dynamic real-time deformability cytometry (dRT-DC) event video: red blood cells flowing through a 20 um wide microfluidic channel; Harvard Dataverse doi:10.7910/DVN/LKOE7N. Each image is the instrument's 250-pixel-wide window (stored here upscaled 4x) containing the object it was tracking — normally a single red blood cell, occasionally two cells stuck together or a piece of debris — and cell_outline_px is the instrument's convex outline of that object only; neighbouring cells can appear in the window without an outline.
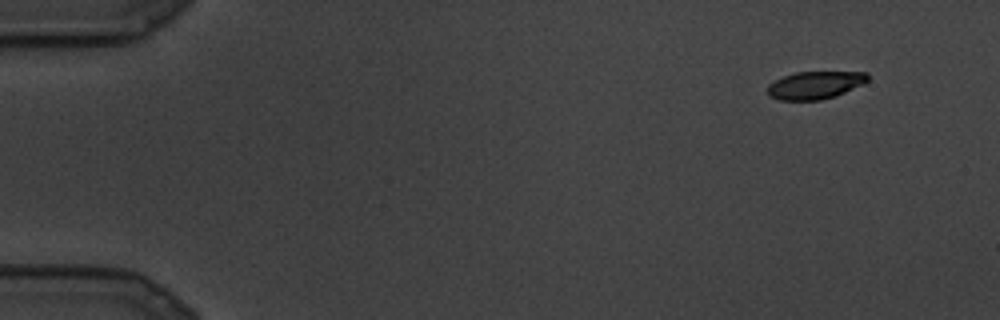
{"species": "common noctule bat (a hibernating species)", "species_latin": "Nyctalus noctula", "temperature_condition": "cold", "stored_images_in_passage": 24, "camera_frame_rate_fps": 3000, "um_per_image_px": 0.085, "animal": {"sex": "male", "body_mass_g": 19.5, "forearm_length_mm": 54.6}, "frame": {"image": 1, "passage_image": 1, "time_ms": 0.0, "image_size_px": [1000, 320], "cell_outline_px": [[868, 80], [864, 84], [836, 96], [820, 100], [780, 100], [768, 96], [768, 84], [784, 76], [796, 72], [868, 72]], "centroid_in_image_um": [69.29, 7.24], "position_along_channel_um": 15.7, "area_um2": 16.18}}
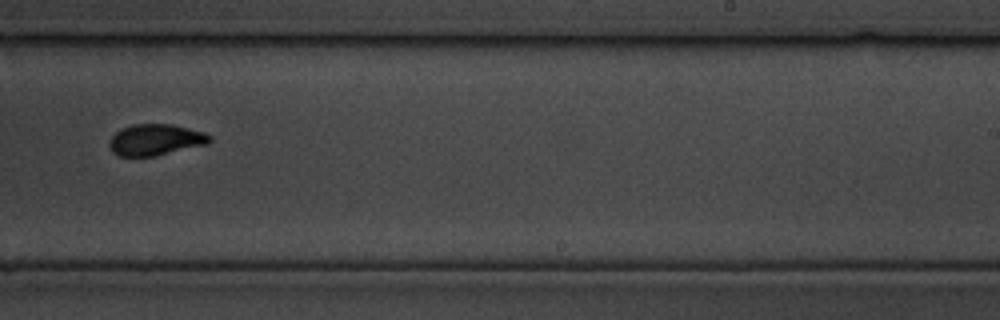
{"frame": {"image": 2, "passage_image": 15, "time_ms": 4.667, "image_size_px": [1000, 320], "cell_outline_px": [[212, 140], [208, 144], [156, 156], [120, 156], [112, 152], [108, 144], [112, 136], [120, 128], [132, 124], [168, 124], [188, 128], [204, 132], [212, 136]], "centroid_in_image_um": [13.22, 11.88], "position_along_channel_um": 275.8, "area_um2": 18.38}}
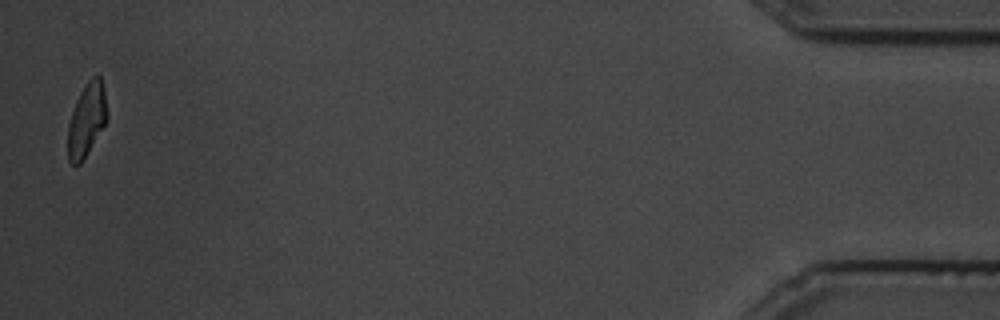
{"frame": {"image": 3, "passage_image": 24, "time_ms": 7.667, "image_size_px": [1000, 320], "cell_outline_px": [[108, 120], [80, 164], [72, 164], [68, 160], [68, 124], [76, 100], [84, 84], [92, 76], [100, 76], [104, 92], [108, 116]], "centroid_in_image_um": [7.37, 10.17], "position_along_channel_um": 427.8, "area_um2": 16.65}}